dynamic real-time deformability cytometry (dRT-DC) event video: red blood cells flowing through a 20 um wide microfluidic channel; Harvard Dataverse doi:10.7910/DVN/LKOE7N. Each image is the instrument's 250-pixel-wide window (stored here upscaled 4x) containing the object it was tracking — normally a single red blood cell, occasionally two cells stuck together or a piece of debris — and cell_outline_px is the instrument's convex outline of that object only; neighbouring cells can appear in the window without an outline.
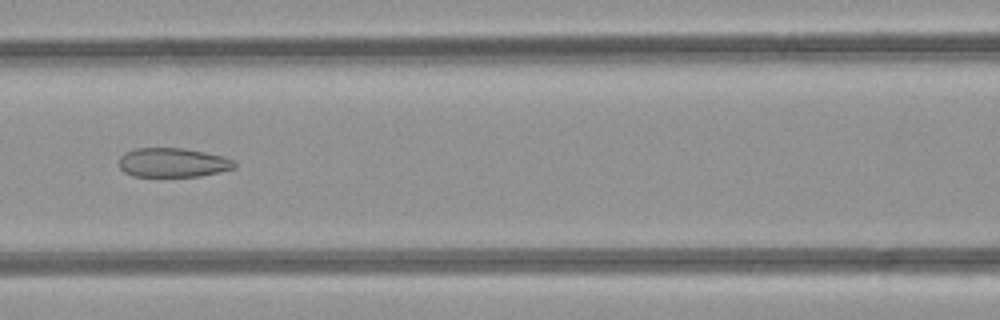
{"species": "common noctule bat (a hibernating species)", "species_latin": "Nyctalus noctula", "temperature_condition": "room temperature", "stored_images_in_passage": 36, "camera_frame_rate_fps": 3000, "um_per_image_px": 0.085, "animal": {"sex": "female", "body_mass_g": 21.9}, "frame": {"image": 1, "passage_image": 16, "time_ms": 5.0, "image_size_px": [1000, 320], "cell_outline_px": [[236, 168], [220, 172], [200, 176], [132, 176], [124, 172], [120, 168], [120, 156], [124, 152], [136, 148], [184, 148], [224, 156], [232, 160], [236, 164]], "centroid_in_image_um": [14.69, 13.82], "position_along_channel_um": 151.9, "area_um2": 19.71}}
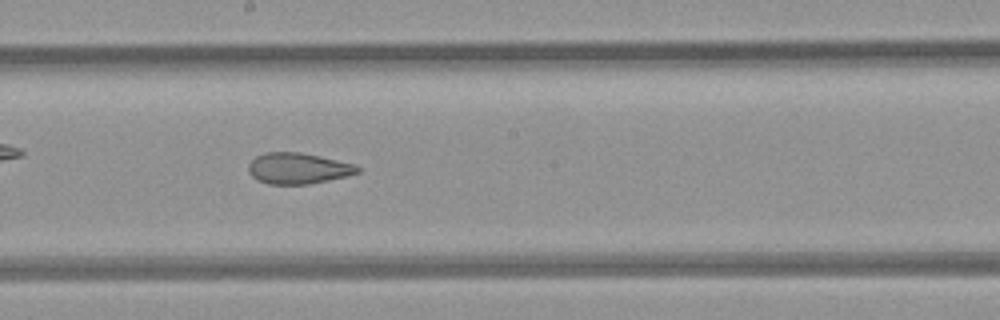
{"frame": {"image": 2, "passage_image": 21, "time_ms": 6.667, "image_size_px": [1000, 320], "cell_outline_px": [[360, 172], [328, 180], [308, 184], [268, 184], [252, 176], [248, 172], [248, 164], [256, 156], [264, 152], [300, 152], [320, 156], [356, 164], [360, 168]], "centroid_in_image_um": [25.33, 14.3], "position_along_channel_um": 222.9, "area_um2": 19.65}, "authors_computed_cell_mechanics": {"area_um2": 22.0796, "velocity_mm_per_s": 4.2521, "shape_relaxation_time_tau1_ms": null, "shape_relaxation_time_tau2_ms": 2.0428, "deformation_change_tau1": null, "deformation_change_tau2": 0.1026}}